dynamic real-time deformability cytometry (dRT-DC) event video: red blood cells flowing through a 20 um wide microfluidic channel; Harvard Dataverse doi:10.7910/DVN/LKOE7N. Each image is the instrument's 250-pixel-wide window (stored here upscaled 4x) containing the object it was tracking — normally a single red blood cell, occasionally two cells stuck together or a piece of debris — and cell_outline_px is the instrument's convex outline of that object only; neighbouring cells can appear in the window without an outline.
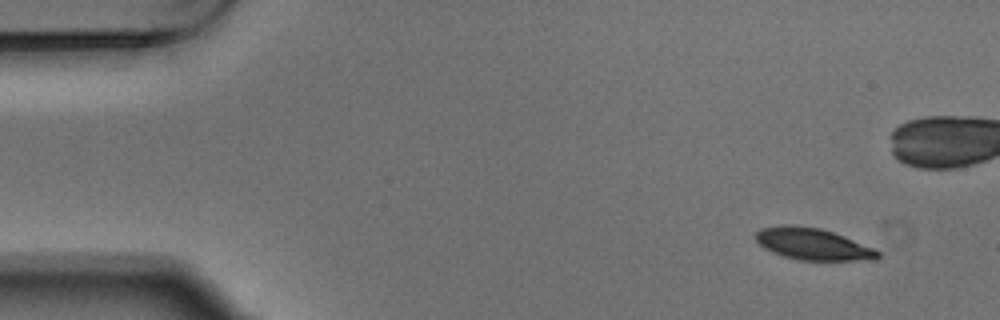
{"species": "Egyptian fruit bat (a non-hibernating species)", "species_latin": "Rousettus aegyptiacus", "temperature_condition": "warm", "stored_images_in_passage": 6, "camera_frame_rate_fps": 3000, "um_per_image_px": 0.085, "animal": {"sex": "male"}, "frame": {"image": 1, "passage_image": 1, "time_ms": 0.0, "image_size_px": [1000, 320], "cell_outline_px": [[880, 256], [876, 260], [800, 260], [784, 256], [772, 252], [764, 248], [756, 240], [756, 232], [760, 228], [784, 224], [792, 224], [820, 228], [844, 236], [876, 248], [880, 252]], "centroid_in_image_um": [69.11, 20.74], "position_along_channel_um": 15.9, "area_um2": 22.72}}